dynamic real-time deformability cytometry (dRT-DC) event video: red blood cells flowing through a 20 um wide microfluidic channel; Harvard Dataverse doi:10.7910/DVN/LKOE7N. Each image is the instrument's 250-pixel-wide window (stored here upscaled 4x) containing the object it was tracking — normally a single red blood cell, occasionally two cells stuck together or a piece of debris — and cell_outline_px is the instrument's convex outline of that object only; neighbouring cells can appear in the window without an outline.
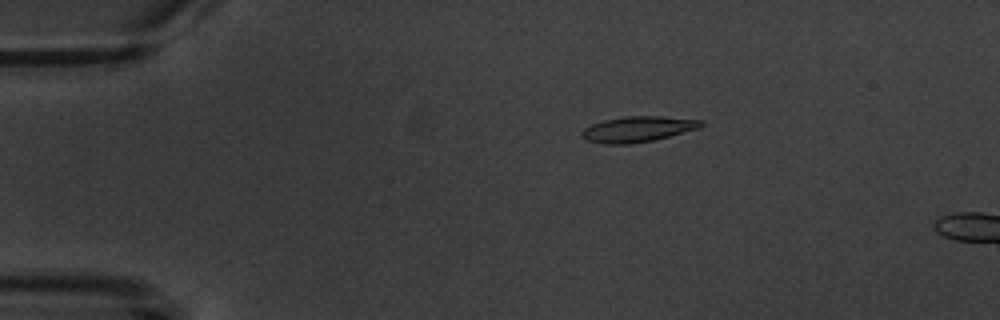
{"species": "common noctule bat (a hibernating species)", "species_latin": "Nyctalus noctula", "temperature_condition": "warm", "stored_images_in_passage": 3, "camera_frame_rate_fps": 3000, "um_per_image_px": 0.085, "animal": {"sex": "male", "body_mass_g": 20.1, "forearm_length_mm": 53.5}, "frame": {"image": 1, "passage_image": 2, "time_ms": 1.333, "image_size_px": [1000, 320], "cell_outline_px": [[704, 124], [700, 128], [652, 140], [628, 144], [604, 144], [584, 140], [580, 136], [580, 132], [584, 128], [592, 124], [604, 120], [624, 116], [660, 116], [704, 120]], "centroid_in_image_um": [54.17, 10.97], "position_along_channel_um": 30.8, "area_um2": 17.86}}